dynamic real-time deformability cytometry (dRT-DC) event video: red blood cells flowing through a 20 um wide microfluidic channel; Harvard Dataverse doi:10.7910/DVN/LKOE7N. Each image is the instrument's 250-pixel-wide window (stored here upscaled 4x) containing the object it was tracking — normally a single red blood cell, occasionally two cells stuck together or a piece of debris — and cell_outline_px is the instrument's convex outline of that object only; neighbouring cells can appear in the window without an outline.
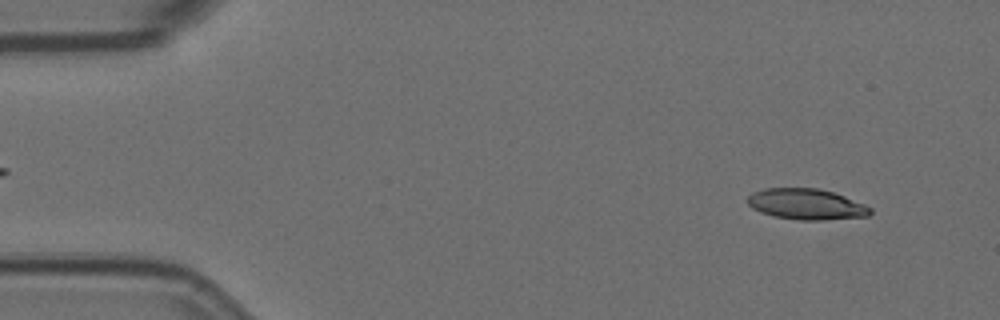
{"species": "Egyptian fruit bat (a non-hibernating species)", "species_latin": "Rousettus aegyptiacus", "temperature_condition": "room temperature", "stored_images_in_passage": 55, "camera_frame_rate_fps": 3000, "um_per_image_px": 0.085, "animal": {"sex": "female"}, "frame": {"image": 1, "passage_image": 4, "time_ms": 1.0, "image_size_px": [1000, 320], "cell_outline_px": [[872, 212], [868, 216], [824, 220], [800, 220], [776, 216], [752, 208], [748, 204], [748, 196], [752, 192], [764, 188], [820, 188], [844, 196], [864, 204], [872, 208]], "centroid_in_image_um": [68.56, 17.35], "position_along_channel_um": 16.4, "area_um2": 21.91}}
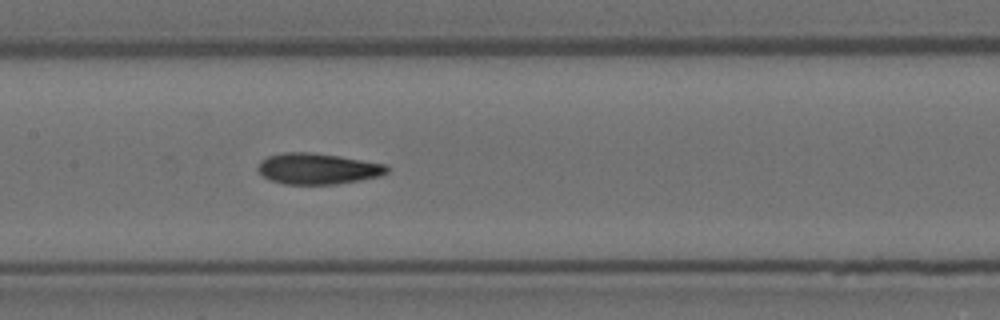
{"frame": {"image": 2, "passage_image": 26, "time_ms": 8.333, "image_size_px": [1000, 320], "cell_outline_px": [[388, 172], [380, 176], [336, 184], [284, 184], [272, 180], [264, 176], [256, 168], [260, 160], [268, 156], [284, 152], [312, 152], [340, 156], [388, 164]], "centroid_in_image_um": [27.01, 14.33], "position_along_channel_um": 180.4, "area_um2": 23.35}}
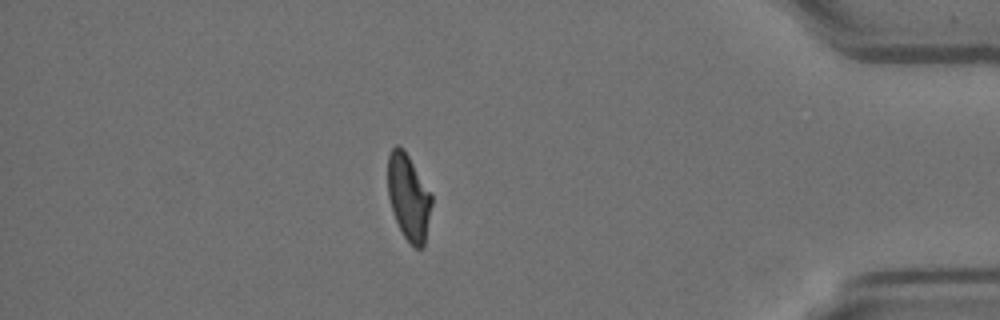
{"frame": {"image": 3, "passage_image": 48, "time_ms": 15.667, "image_size_px": [1000, 320], "cell_outline_px": [[432, 204], [424, 244], [420, 248], [416, 248], [404, 236], [392, 212], [388, 196], [388, 156], [392, 148], [396, 144], [400, 144], [432, 192]], "centroid_in_image_um": [34.73, 16.72], "position_along_channel_um": 400.5, "area_um2": 21.91}, "authors_computed_cell_mechanics": {"area_um2": 23.0044, "velocity_mm_per_s": 3.5748, "shape_relaxation_time_tau1_ms": 9.419, "shape_relaxation_time_tau2_ms": 3.0402, "deformation_change_tau1": 0.2334, "deformation_change_tau2": 0.0933}}